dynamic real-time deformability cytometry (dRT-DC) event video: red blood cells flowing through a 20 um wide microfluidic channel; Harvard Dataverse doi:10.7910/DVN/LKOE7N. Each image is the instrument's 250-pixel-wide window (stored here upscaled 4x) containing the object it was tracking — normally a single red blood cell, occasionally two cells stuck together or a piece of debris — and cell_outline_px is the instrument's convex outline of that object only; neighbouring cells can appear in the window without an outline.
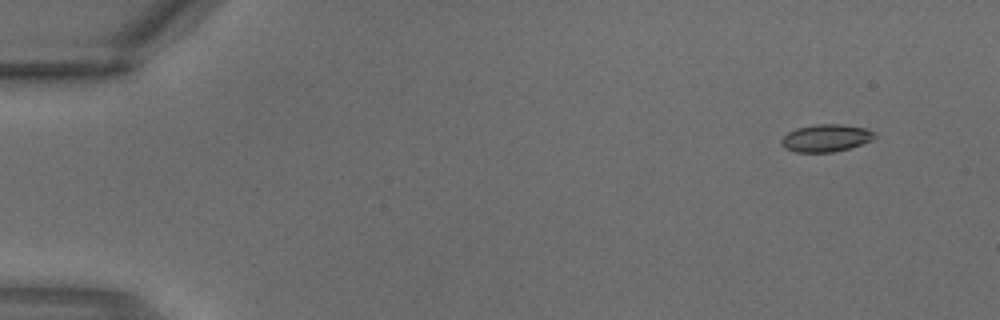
{"species": "common noctule bat (a hibernating species)", "species_latin": "Nyctalus noctula", "temperature_condition": "warm", "stored_images_in_passage": 4, "segment_of_instrument_passage": [1, 2], "camera_frame_rate_fps": 3000, "um_per_image_px": 0.085, "animal": {"sex": "male", "body_mass_g": 18.8}, "frame": {"image": 1, "passage_image": 1, "time_ms": 0.0, "image_size_px": [1000, 320], "cell_outline_px": [[876, 136], [872, 140], [848, 148], [832, 152], [796, 152], [784, 148], [780, 140], [788, 132], [796, 128], [816, 124], [840, 124], [868, 128], [876, 132]], "centroid_in_image_um": [70.22, 11.72], "position_along_channel_um": 14.8, "area_um2": 14.91}}
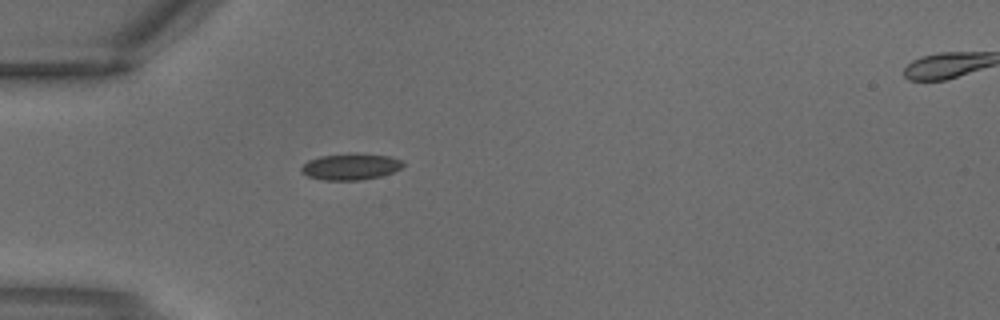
{"frame": {"image": 2, "passage_image": 3, "time_ms": 0.667, "image_size_px": [1000, 320], "cell_outline_px": [[404, 164], [400, 168], [392, 172], [380, 176], [360, 180], [324, 180], [308, 176], [300, 172], [300, 168], [308, 160], [320, 156], [348, 152], [356, 152], [392, 156], [400, 160]], "centroid_in_image_um": [29.78, 14.14], "position_along_channel_um": 55.2, "area_um2": 15.9}}